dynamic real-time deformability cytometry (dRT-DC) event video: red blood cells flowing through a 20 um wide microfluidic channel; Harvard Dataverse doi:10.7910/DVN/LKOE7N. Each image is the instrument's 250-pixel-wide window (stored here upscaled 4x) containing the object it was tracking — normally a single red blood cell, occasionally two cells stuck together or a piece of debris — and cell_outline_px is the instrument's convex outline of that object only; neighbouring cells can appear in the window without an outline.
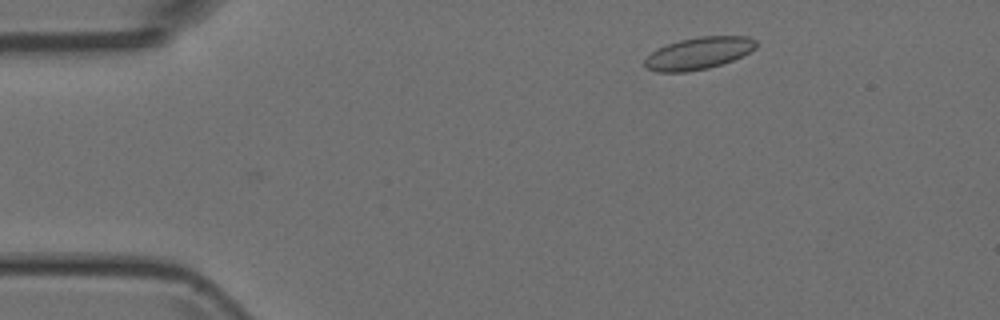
{"species": "Egyptian fruit bat (a non-hibernating species)", "species_latin": "Rousettus aegyptiacus", "temperature_condition": "room temperature", "stored_images_in_passage": 44, "camera_frame_rate_fps": 3000, "um_per_image_px": 0.085, "animal": {"sex": "female"}, "frame": {"image": 1, "passage_image": 1, "time_ms": 0.0, "image_size_px": [1000, 320], "cell_outline_px": [[756, 48], [732, 60], [708, 68], [688, 72], [656, 72], [648, 68], [644, 64], [644, 60], [652, 52], [668, 44], [680, 40], [700, 36], [748, 36], [756, 40]], "centroid_in_image_um": [59.38, 4.53], "position_along_channel_um": 25.6, "area_um2": 20.58}}
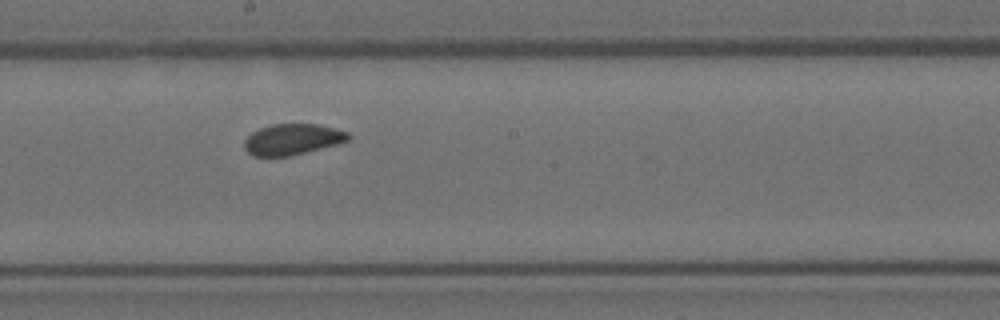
{"frame": {"image": 2, "passage_image": 21, "time_ms": 6.667, "image_size_px": [1000, 320], "cell_outline_px": [[352, 136], [348, 140], [336, 144], [288, 156], [252, 156], [244, 148], [244, 140], [252, 132], [260, 128], [272, 124], [320, 124], [336, 128], [348, 132]], "centroid_in_image_um": [24.85, 11.83], "position_along_channel_um": 223.3, "area_um2": 18.67}}
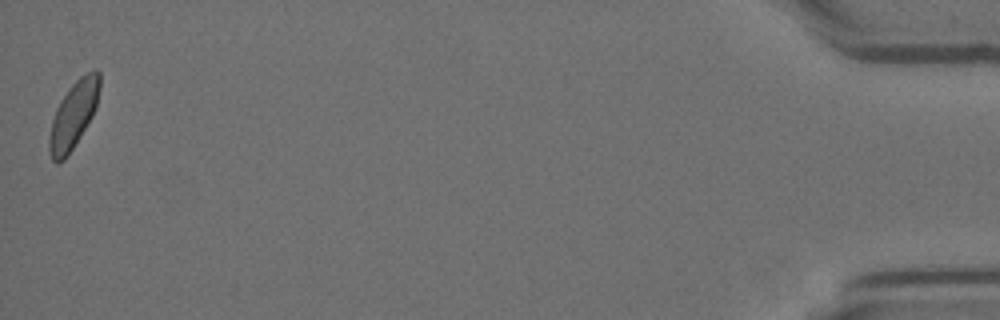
{"frame": {"image": 3, "passage_image": 44, "time_ms": 14.333, "image_size_px": [1000, 320], "cell_outline_px": [[100, 88], [96, 108], [92, 116], [80, 136], [64, 160], [56, 164], [52, 160], [48, 148], [48, 140], [52, 120], [56, 108], [60, 100], [68, 88], [80, 76], [96, 68], [100, 72]], "centroid_in_image_um": [6.24, 9.74], "position_along_channel_um": 429.0, "area_um2": 19.65}}